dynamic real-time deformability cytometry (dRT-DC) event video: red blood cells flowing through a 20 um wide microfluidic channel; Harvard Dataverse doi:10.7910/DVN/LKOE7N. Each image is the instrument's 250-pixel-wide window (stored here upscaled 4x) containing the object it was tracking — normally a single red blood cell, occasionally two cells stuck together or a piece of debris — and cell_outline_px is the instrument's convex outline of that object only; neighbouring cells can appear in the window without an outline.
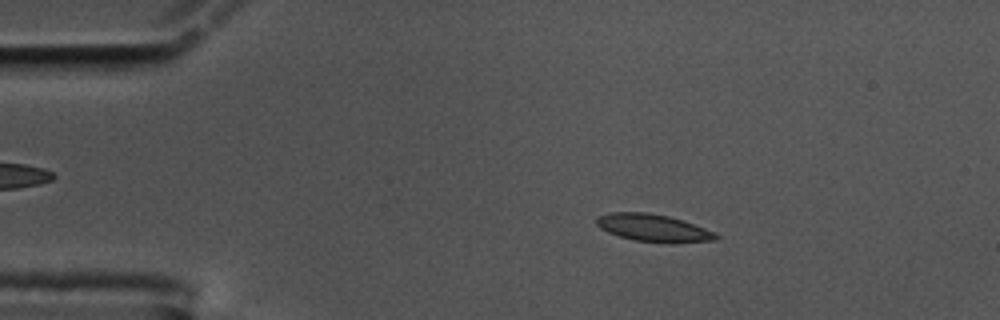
{"species": "common noctule bat (a hibernating species)", "species_latin": "Nyctalus noctula", "temperature_condition": "cold", "stored_images_in_passage": 55, "camera_frame_rate_fps": 3000, "um_per_image_px": 0.085, "animal": {"sex": "male", "body_mass_g": 17.5, "forearm_length_mm": 52.3}, "frame": {"image": 1, "passage_image": 9, "time_ms": 2.667, "image_size_px": [1000, 320], "cell_outline_px": [[720, 236], [716, 240], [636, 240], [620, 236], [608, 232], [600, 228], [596, 224], [596, 216], [612, 212], [648, 212], [668, 216], [684, 220], [716, 232]], "centroid_in_image_um": [55.47, 19.3], "position_along_channel_um": 29.5, "area_um2": 18.21}}
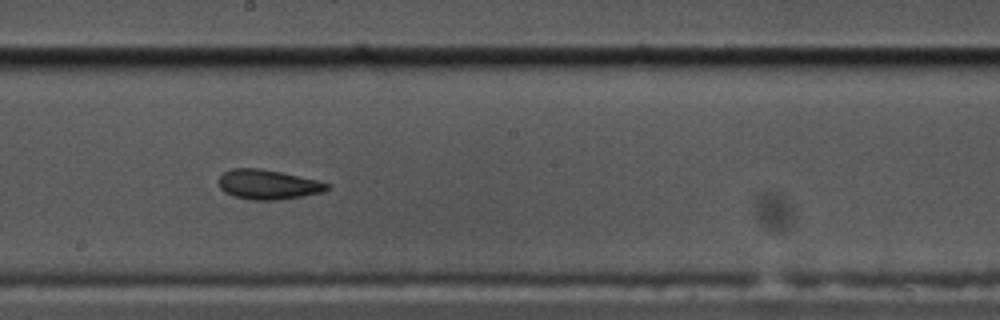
{"frame": {"image": 2, "passage_image": 30, "time_ms": 9.667, "image_size_px": [1000, 320], "cell_outline_px": [[332, 184], [324, 192], [276, 200], [252, 200], [232, 196], [224, 192], [220, 188], [220, 176], [224, 172], [232, 168], [260, 168], [320, 180]], "centroid_in_image_um": [22.8, 15.68], "position_along_channel_um": 225.4, "area_um2": 18.79}}
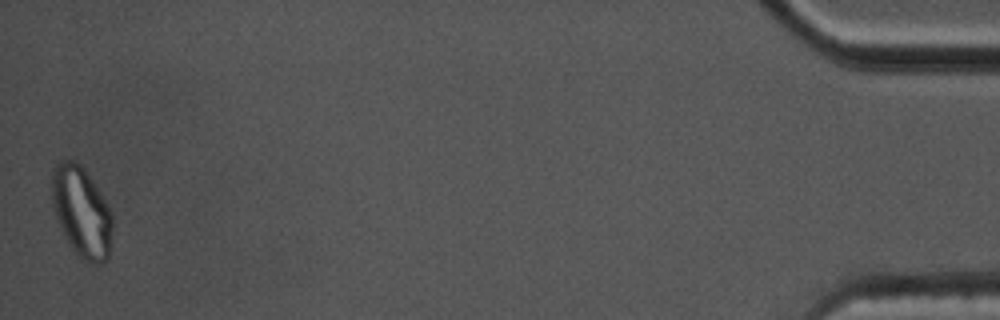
{"frame": {"image": 3, "passage_image": 55, "time_ms": 18.0, "image_size_px": [1000, 320], "cell_outline_px": [[112, 232], [108, 260], [104, 264], [88, 264], [76, 256], [68, 244], [64, 236], [56, 216], [52, 204], [52, 168], [60, 160], [72, 160], [80, 164], [92, 180], [100, 192], [112, 212]], "centroid_in_image_um": [6.94, 18.07], "position_along_channel_um": 428.3, "area_um2": 32.37}, "authors_computed_cell_mechanics": {"area_um2": 18.7272, "velocity_mm_per_s": 3.5481, "shape_relaxation_time_tau1_ms": 8.4716, "shape_relaxation_time_tau2_ms": 1.8556, "deformation_change_tau1": 0.2056, "deformation_change_tau2": 0.0671}}